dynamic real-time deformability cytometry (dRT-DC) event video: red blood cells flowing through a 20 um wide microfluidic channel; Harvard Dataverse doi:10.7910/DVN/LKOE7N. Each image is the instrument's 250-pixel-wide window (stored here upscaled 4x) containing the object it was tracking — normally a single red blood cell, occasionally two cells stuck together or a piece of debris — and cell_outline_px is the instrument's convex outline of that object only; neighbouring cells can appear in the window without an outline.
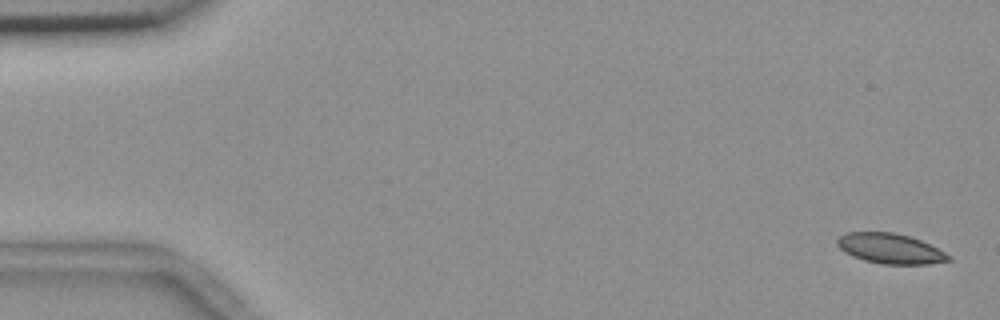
{"species": "common noctule bat (a hibernating species)", "species_latin": "Nyctalus noctula", "temperature_condition": "room temperature", "stored_images_in_passage": 56, "camera_frame_rate_fps": 3000, "um_per_image_px": 0.085, "animal": {"sex": "female", "body_mass_g": 18.4}, "frame": {"image": 1, "passage_image": 2, "time_ms": 0.333, "image_size_px": [1000, 320], "cell_outline_px": [[952, 260], [928, 264], [880, 264], [864, 260], [852, 256], [844, 252], [836, 244], [836, 240], [840, 236], [848, 232], [892, 232], [908, 236], [920, 240], [952, 256]], "centroid_in_image_um": [75.65, 21.13], "position_along_channel_um": 9.3, "area_um2": 19.48}}
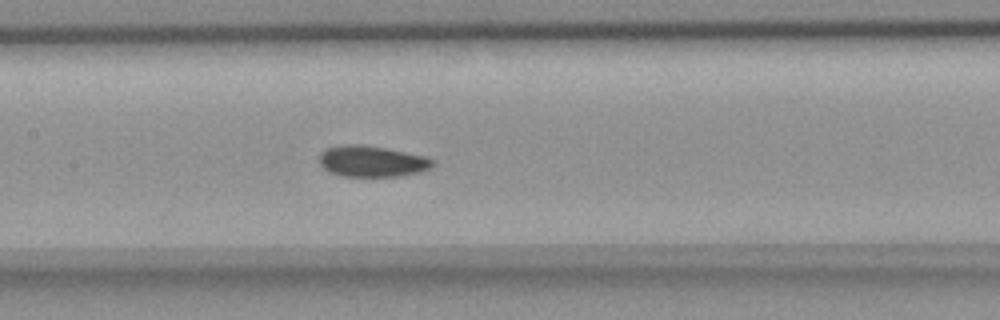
{"frame": {"image": 2, "passage_image": 27, "time_ms": 8.667, "image_size_px": [1000, 320], "cell_outline_px": [[436, 164], [420, 172], [400, 176], [340, 176], [328, 172], [320, 164], [320, 152], [324, 148], [340, 144], [360, 144], [384, 148], [424, 156], [436, 160]], "centroid_in_image_um": [31.58, 13.71], "position_along_channel_um": 175.8, "area_um2": 20.69}}
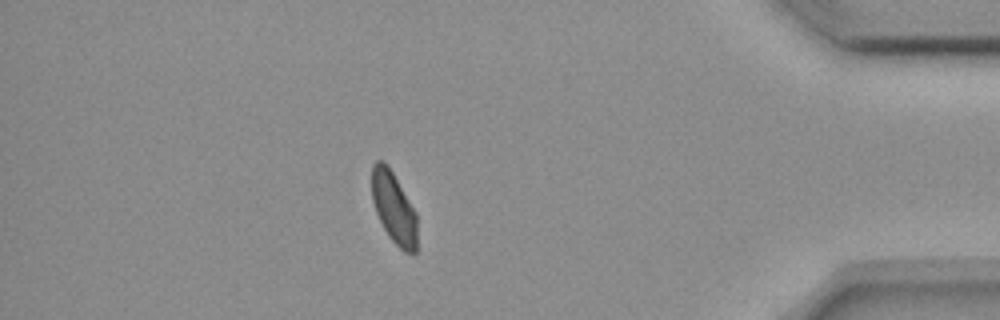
{"frame": {"image": 3, "passage_image": 49, "time_ms": 16.0, "image_size_px": [1000, 320], "cell_outline_px": [[416, 252], [412, 256], [404, 252], [388, 236], [376, 212], [372, 200], [372, 164], [376, 160], [384, 160], [388, 164], [416, 212]], "centroid_in_image_um": [33.47, 17.65], "position_along_channel_um": 401.7, "area_um2": 18.96}, "authors_computed_cell_mechanics": {"area_um2": 20.2589, "velocity_mm_per_s": 3.6398, "shape_relaxation_time_tau1_ms": null, "shape_relaxation_time_tau2_ms": 3.1408, "deformation_change_tau1": null, "deformation_change_tau2": 0.0427}}